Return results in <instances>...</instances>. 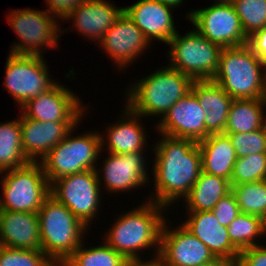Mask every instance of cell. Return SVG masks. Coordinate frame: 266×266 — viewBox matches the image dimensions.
Listing matches in <instances>:
<instances>
[{
	"instance_id": "1",
	"label": "cell",
	"mask_w": 266,
	"mask_h": 266,
	"mask_svg": "<svg viewBox=\"0 0 266 266\" xmlns=\"http://www.w3.org/2000/svg\"><path fill=\"white\" fill-rule=\"evenodd\" d=\"M154 147L153 180L155 194L150 201L165 207L185 197L202 173L198 143L161 134ZM154 198V199H153Z\"/></svg>"
},
{
	"instance_id": "2",
	"label": "cell",
	"mask_w": 266,
	"mask_h": 266,
	"mask_svg": "<svg viewBox=\"0 0 266 266\" xmlns=\"http://www.w3.org/2000/svg\"><path fill=\"white\" fill-rule=\"evenodd\" d=\"M166 208L148 200L127 214H121L109 229L105 242L127 260L142 259L138 255L140 251L157 246L154 257L158 258L161 230L166 220L162 212Z\"/></svg>"
},
{
	"instance_id": "3",
	"label": "cell",
	"mask_w": 266,
	"mask_h": 266,
	"mask_svg": "<svg viewBox=\"0 0 266 266\" xmlns=\"http://www.w3.org/2000/svg\"><path fill=\"white\" fill-rule=\"evenodd\" d=\"M195 80L169 66L134 82L127 93L126 105L142 117L161 116L186 96ZM134 85V86H133Z\"/></svg>"
},
{
	"instance_id": "4",
	"label": "cell",
	"mask_w": 266,
	"mask_h": 266,
	"mask_svg": "<svg viewBox=\"0 0 266 266\" xmlns=\"http://www.w3.org/2000/svg\"><path fill=\"white\" fill-rule=\"evenodd\" d=\"M212 81L233 99H265L266 68L246 44L223 48Z\"/></svg>"
},
{
	"instance_id": "5",
	"label": "cell",
	"mask_w": 266,
	"mask_h": 266,
	"mask_svg": "<svg viewBox=\"0 0 266 266\" xmlns=\"http://www.w3.org/2000/svg\"><path fill=\"white\" fill-rule=\"evenodd\" d=\"M37 213L41 250L56 266H62L82 244L88 227L51 195Z\"/></svg>"
},
{
	"instance_id": "6",
	"label": "cell",
	"mask_w": 266,
	"mask_h": 266,
	"mask_svg": "<svg viewBox=\"0 0 266 266\" xmlns=\"http://www.w3.org/2000/svg\"><path fill=\"white\" fill-rule=\"evenodd\" d=\"M73 131L40 162L49 184L62 176L97 168L95 162L102 151L101 134L90 131L76 137L71 135Z\"/></svg>"
},
{
	"instance_id": "7",
	"label": "cell",
	"mask_w": 266,
	"mask_h": 266,
	"mask_svg": "<svg viewBox=\"0 0 266 266\" xmlns=\"http://www.w3.org/2000/svg\"><path fill=\"white\" fill-rule=\"evenodd\" d=\"M1 173L5 175L1 179L0 210L37 213L50 195V184L40 162Z\"/></svg>"
},
{
	"instance_id": "8",
	"label": "cell",
	"mask_w": 266,
	"mask_h": 266,
	"mask_svg": "<svg viewBox=\"0 0 266 266\" xmlns=\"http://www.w3.org/2000/svg\"><path fill=\"white\" fill-rule=\"evenodd\" d=\"M169 67L194 80H212L217 72L222 47L212 43L196 29L180 36L177 32L169 41Z\"/></svg>"
},
{
	"instance_id": "9",
	"label": "cell",
	"mask_w": 266,
	"mask_h": 266,
	"mask_svg": "<svg viewBox=\"0 0 266 266\" xmlns=\"http://www.w3.org/2000/svg\"><path fill=\"white\" fill-rule=\"evenodd\" d=\"M9 13L7 21L21 40L12 45L10 53L42 56L41 52L45 49L57 47L62 27L56 22V17L46 10L30 8L12 10Z\"/></svg>"
},
{
	"instance_id": "10",
	"label": "cell",
	"mask_w": 266,
	"mask_h": 266,
	"mask_svg": "<svg viewBox=\"0 0 266 266\" xmlns=\"http://www.w3.org/2000/svg\"><path fill=\"white\" fill-rule=\"evenodd\" d=\"M5 67L4 85L20 108L58 84L50 79L43 56L10 53Z\"/></svg>"
},
{
	"instance_id": "11",
	"label": "cell",
	"mask_w": 266,
	"mask_h": 266,
	"mask_svg": "<svg viewBox=\"0 0 266 266\" xmlns=\"http://www.w3.org/2000/svg\"><path fill=\"white\" fill-rule=\"evenodd\" d=\"M100 188L97 171L92 169L54 180L50 184V195L89 227L101 205Z\"/></svg>"
},
{
	"instance_id": "12",
	"label": "cell",
	"mask_w": 266,
	"mask_h": 266,
	"mask_svg": "<svg viewBox=\"0 0 266 266\" xmlns=\"http://www.w3.org/2000/svg\"><path fill=\"white\" fill-rule=\"evenodd\" d=\"M186 15L200 34L222 48L240 47L248 43L232 3L215 2L208 8L196 9Z\"/></svg>"
},
{
	"instance_id": "13",
	"label": "cell",
	"mask_w": 266,
	"mask_h": 266,
	"mask_svg": "<svg viewBox=\"0 0 266 266\" xmlns=\"http://www.w3.org/2000/svg\"><path fill=\"white\" fill-rule=\"evenodd\" d=\"M79 99L71 89L57 84L51 90L29 100L22 106V113L35 121L78 123L82 121L85 112Z\"/></svg>"
},
{
	"instance_id": "14",
	"label": "cell",
	"mask_w": 266,
	"mask_h": 266,
	"mask_svg": "<svg viewBox=\"0 0 266 266\" xmlns=\"http://www.w3.org/2000/svg\"><path fill=\"white\" fill-rule=\"evenodd\" d=\"M166 222L161 230L160 266H201L215 258L209 248L182 224L169 230Z\"/></svg>"
},
{
	"instance_id": "15",
	"label": "cell",
	"mask_w": 266,
	"mask_h": 266,
	"mask_svg": "<svg viewBox=\"0 0 266 266\" xmlns=\"http://www.w3.org/2000/svg\"><path fill=\"white\" fill-rule=\"evenodd\" d=\"M205 117L206 111L190 91L168 110L157 124V130L160 134L198 143L210 135L206 131Z\"/></svg>"
},
{
	"instance_id": "16",
	"label": "cell",
	"mask_w": 266,
	"mask_h": 266,
	"mask_svg": "<svg viewBox=\"0 0 266 266\" xmlns=\"http://www.w3.org/2000/svg\"><path fill=\"white\" fill-rule=\"evenodd\" d=\"M105 54L121 68H125L134 62L144 50L150 46L143 32L126 15L121 14L115 24L103 35L98 42ZM125 66V67H124Z\"/></svg>"
},
{
	"instance_id": "17",
	"label": "cell",
	"mask_w": 266,
	"mask_h": 266,
	"mask_svg": "<svg viewBox=\"0 0 266 266\" xmlns=\"http://www.w3.org/2000/svg\"><path fill=\"white\" fill-rule=\"evenodd\" d=\"M144 152H130L125 154H111L104 161L103 174L100 177L98 169V180L100 186L101 178H104L105 190L109 193H117L124 190L136 189L148 183V174L144 159ZM104 175V176H103ZM103 176V177H102ZM100 177V178H99Z\"/></svg>"
},
{
	"instance_id": "18",
	"label": "cell",
	"mask_w": 266,
	"mask_h": 266,
	"mask_svg": "<svg viewBox=\"0 0 266 266\" xmlns=\"http://www.w3.org/2000/svg\"><path fill=\"white\" fill-rule=\"evenodd\" d=\"M22 148L29 162H38L77 127L78 123L35 121L20 114Z\"/></svg>"
},
{
	"instance_id": "19",
	"label": "cell",
	"mask_w": 266,
	"mask_h": 266,
	"mask_svg": "<svg viewBox=\"0 0 266 266\" xmlns=\"http://www.w3.org/2000/svg\"><path fill=\"white\" fill-rule=\"evenodd\" d=\"M172 9L174 8L158 0H139L130 6H125L124 12L150 43L151 40L157 39L168 44L177 33Z\"/></svg>"
},
{
	"instance_id": "20",
	"label": "cell",
	"mask_w": 266,
	"mask_h": 266,
	"mask_svg": "<svg viewBox=\"0 0 266 266\" xmlns=\"http://www.w3.org/2000/svg\"><path fill=\"white\" fill-rule=\"evenodd\" d=\"M106 0H86L74 9L65 20L73 19L77 31L92 41L99 42L116 23L124 7H116Z\"/></svg>"
},
{
	"instance_id": "21",
	"label": "cell",
	"mask_w": 266,
	"mask_h": 266,
	"mask_svg": "<svg viewBox=\"0 0 266 266\" xmlns=\"http://www.w3.org/2000/svg\"><path fill=\"white\" fill-rule=\"evenodd\" d=\"M0 245L41 250L38 213L0 210Z\"/></svg>"
},
{
	"instance_id": "22",
	"label": "cell",
	"mask_w": 266,
	"mask_h": 266,
	"mask_svg": "<svg viewBox=\"0 0 266 266\" xmlns=\"http://www.w3.org/2000/svg\"><path fill=\"white\" fill-rule=\"evenodd\" d=\"M182 225L206 245L214 257L238 260L240 251L232 244L227 227L222 226L212 211L188 212Z\"/></svg>"
},
{
	"instance_id": "23",
	"label": "cell",
	"mask_w": 266,
	"mask_h": 266,
	"mask_svg": "<svg viewBox=\"0 0 266 266\" xmlns=\"http://www.w3.org/2000/svg\"><path fill=\"white\" fill-rule=\"evenodd\" d=\"M121 121L108 126L107 136H101V149L107 142L108 152L111 154H125L130 152H143L146 144L145 129L140 121L142 117L133 112L127 105ZM104 137H107L106 139ZM105 139V140H104ZM146 145V146H145Z\"/></svg>"
},
{
	"instance_id": "24",
	"label": "cell",
	"mask_w": 266,
	"mask_h": 266,
	"mask_svg": "<svg viewBox=\"0 0 266 266\" xmlns=\"http://www.w3.org/2000/svg\"><path fill=\"white\" fill-rule=\"evenodd\" d=\"M191 91L206 111L205 127L209 134L224 133L233 98L212 80H195Z\"/></svg>"
},
{
	"instance_id": "25",
	"label": "cell",
	"mask_w": 266,
	"mask_h": 266,
	"mask_svg": "<svg viewBox=\"0 0 266 266\" xmlns=\"http://www.w3.org/2000/svg\"><path fill=\"white\" fill-rule=\"evenodd\" d=\"M202 172L222 177L231 181L234 165L237 160L235 149L227 134H210L198 142Z\"/></svg>"
},
{
	"instance_id": "26",
	"label": "cell",
	"mask_w": 266,
	"mask_h": 266,
	"mask_svg": "<svg viewBox=\"0 0 266 266\" xmlns=\"http://www.w3.org/2000/svg\"><path fill=\"white\" fill-rule=\"evenodd\" d=\"M230 192L231 184L227 179L202 172L184 197L187 212L211 211Z\"/></svg>"
},
{
	"instance_id": "27",
	"label": "cell",
	"mask_w": 266,
	"mask_h": 266,
	"mask_svg": "<svg viewBox=\"0 0 266 266\" xmlns=\"http://www.w3.org/2000/svg\"><path fill=\"white\" fill-rule=\"evenodd\" d=\"M265 106L266 99H234L224 134L248 133L263 128Z\"/></svg>"
},
{
	"instance_id": "28",
	"label": "cell",
	"mask_w": 266,
	"mask_h": 266,
	"mask_svg": "<svg viewBox=\"0 0 266 266\" xmlns=\"http://www.w3.org/2000/svg\"><path fill=\"white\" fill-rule=\"evenodd\" d=\"M20 117L0 123V174L29 163L22 148Z\"/></svg>"
},
{
	"instance_id": "29",
	"label": "cell",
	"mask_w": 266,
	"mask_h": 266,
	"mask_svg": "<svg viewBox=\"0 0 266 266\" xmlns=\"http://www.w3.org/2000/svg\"><path fill=\"white\" fill-rule=\"evenodd\" d=\"M102 244L87 249L82 242L62 266H122L127 261L105 241Z\"/></svg>"
},
{
	"instance_id": "30",
	"label": "cell",
	"mask_w": 266,
	"mask_h": 266,
	"mask_svg": "<svg viewBox=\"0 0 266 266\" xmlns=\"http://www.w3.org/2000/svg\"><path fill=\"white\" fill-rule=\"evenodd\" d=\"M227 230L232 244L239 251L259 245L254 240L265 234L263 219L246 213H240Z\"/></svg>"
},
{
	"instance_id": "31",
	"label": "cell",
	"mask_w": 266,
	"mask_h": 266,
	"mask_svg": "<svg viewBox=\"0 0 266 266\" xmlns=\"http://www.w3.org/2000/svg\"><path fill=\"white\" fill-rule=\"evenodd\" d=\"M241 213L264 218L266 216V180L231 185Z\"/></svg>"
},
{
	"instance_id": "32",
	"label": "cell",
	"mask_w": 266,
	"mask_h": 266,
	"mask_svg": "<svg viewBox=\"0 0 266 266\" xmlns=\"http://www.w3.org/2000/svg\"><path fill=\"white\" fill-rule=\"evenodd\" d=\"M232 5L247 37L266 28V0H235Z\"/></svg>"
},
{
	"instance_id": "33",
	"label": "cell",
	"mask_w": 266,
	"mask_h": 266,
	"mask_svg": "<svg viewBox=\"0 0 266 266\" xmlns=\"http://www.w3.org/2000/svg\"><path fill=\"white\" fill-rule=\"evenodd\" d=\"M266 180V153H255L237 158L231 185Z\"/></svg>"
},
{
	"instance_id": "34",
	"label": "cell",
	"mask_w": 266,
	"mask_h": 266,
	"mask_svg": "<svg viewBox=\"0 0 266 266\" xmlns=\"http://www.w3.org/2000/svg\"><path fill=\"white\" fill-rule=\"evenodd\" d=\"M0 266H56L42 250L12 249L0 245Z\"/></svg>"
},
{
	"instance_id": "35",
	"label": "cell",
	"mask_w": 266,
	"mask_h": 266,
	"mask_svg": "<svg viewBox=\"0 0 266 266\" xmlns=\"http://www.w3.org/2000/svg\"><path fill=\"white\" fill-rule=\"evenodd\" d=\"M227 135L232 142L237 158L255 153H266V131L264 128L254 132Z\"/></svg>"
},
{
	"instance_id": "36",
	"label": "cell",
	"mask_w": 266,
	"mask_h": 266,
	"mask_svg": "<svg viewBox=\"0 0 266 266\" xmlns=\"http://www.w3.org/2000/svg\"><path fill=\"white\" fill-rule=\"evenodd\" d=\"M211 211L218 222L225 227H228L241 213L235 195L232 192L220 199Z\"/></svg>"
},
{
	"instance_id": "37",
	"label": "cell",
	"mask_w": 266,
	"mask_h": 266,
	"mask_svg": "<svg viewBox=\"0 0 266 266\" xmlns=\"http://www.w3.org/2000/svg\"><path fill=\"white\" fill-rule=\"evenodd\" d=\"M238 266H266V246L256 245L240 251Z\"/></svg>"
},
{
	"instance_id": "38",
	"label": "cell",
	"mask_w": 266,
	"mask_h": 266,
	"mask_svg": "<svg viewBox=\"0 0 266 266\" xmlns=\"http://www.w3.org/2000/svg\"><path fill=\"white\" fill-rule=\"evenodd\" d=\"M85 1L86 0H46V6L48 7L46 11L52 16L54 15V17L57 16V20L61 19L64 21L74 9Z\"/></svg>"
},
{
	"instance_id": "39",
	"label": "cell",
	"mask_w": 266,
	"mask_h": 266,
	"mask_svg": "<svg viewBox=\"0 0 266 266\" xmlns=\"http://www.w3.org/2000/svg\"><path fill=\"white\" fill-rule=\"evenodd\" d=\"M247 45L253 53L262 61L266 68V28L256 31L248 37Z\"/></svg>"
},
{
	"instance_id": "40",
	"label": "cell",
	"mask_w": 266,
	"mask_h": 266,
	"mask_svg": "<svg viewBox=\"0 0 266 266\" xmlns=\"http://www.w3.org/2000/svg\"><path fill=\"white\" fill-rule=\"evenodd\" d=\"M201 266H238V260L215 257Z\"/></svg>"
},
{
	"instance_id": "41",
	"label": "cell",
	"mask_w": 266,
	"mask_h": 266,
	"mask_svg": "<svg viewBox=\"0 0 266 266\" xmlns=\"http://www.w3.org/2000/svg\"><path fill=\"white\" fill-rule=\"evenodd\" d=\"M122 266H160L158 258H152L151 261H143L141 259L127 260Z\"/></svg>"
},
{
	"instance_id": "42",
	"label": "cell",
	"mask_w": 266,
	"mask_h": 266,
	"mask_svg": "<svg viewBox=\"0 0 266 266\" xmlns=\"http://www.w3.org/2000/svg\"><path fill=\"white\" fill-rule=\"evenodd\" d=\"M158 1L162 2L164 5H168L173 8L180 6L183 2V0H158Z\"/></svg>"
},
{
	"instance_id": "43",
	"label": "cell",
	"mask_w": 266,
	"mask_h": 266,
	"mask_svg": "<svg viewBox=\"0 0 266 266\" xmlns=\"http://www.w3.org/2000/svg\"><path fill=\"white\" fill-rule=\"evenodd\" d=\"M234 1L235 0H217L216 3H233Z\"/></svg>"
},
{
	"instance_id": "44",
	"label": "cell",
	"mask_w": 266,
	"mask_h": 266,
	"mask_svg": "<svg viewBox=\"0 0 266 266\" xmlns=\"http://www.w3.org/2000/svg\"><path fill=\"white\" fill-rule=\"evenodd\" d=\"M263 128L266 131V115H263Z\"/></svg>"
},
{
	"instance_id": "45",
	"label": "cell",
	"mask_w": 266,
	"mask_h": 266,
	"mask_svg": "<svg viewBox=\"0 0 266 266\" xmlns=\"http://www.w3.org/2000/svg\"><path fill=\"white\" fill-rule=\"evenodd\" d=\"M263 227L266 235V216L263 218Z\"/></svg>"
}]
</instances>
